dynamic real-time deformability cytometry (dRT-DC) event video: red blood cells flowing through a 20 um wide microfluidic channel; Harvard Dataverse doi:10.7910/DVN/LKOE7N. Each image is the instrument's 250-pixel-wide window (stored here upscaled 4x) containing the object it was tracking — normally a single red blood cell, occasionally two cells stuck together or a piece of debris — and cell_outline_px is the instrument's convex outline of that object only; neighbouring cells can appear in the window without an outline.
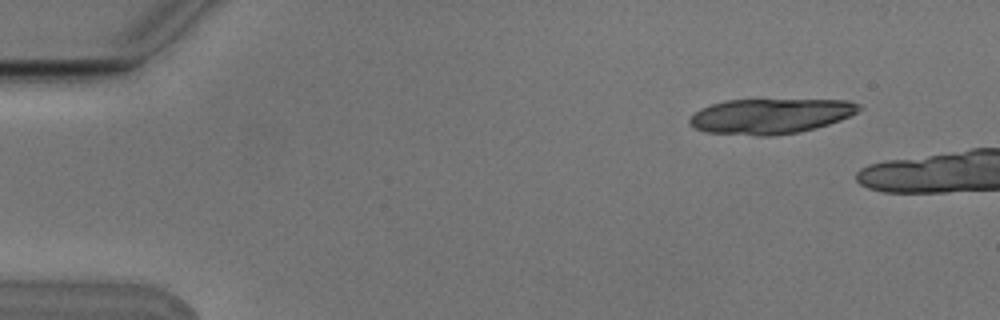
{"species": "Egyptian fruit bat (a non-hibernating species)", "species_latin": "Rousettus aegyptiacus", "temperature_condition": "cold", "stored_images_in_passage": 4, "camera_frame_rate_fps": 3000, "um_per_image_px": 0.085, "animal": {"sex": "male"}, "frame": {"image": 1, "passage_image": 2, "time_ms": 0.333, "image_size_px": [1000, 320], "cell_outline_px": [[864, 108], [840, 120], [816, 128], [800, 132], [772, 136], [760, 136], [704, 132], [692, 128], [688, 124], [688, 120], [700, 108], [724, 100], [848, 100], [860, 104]], "centroid_in_image_um": [65.46, 9.88], "position_along_channel_um": 19.5, "area_um2": 34.91}}